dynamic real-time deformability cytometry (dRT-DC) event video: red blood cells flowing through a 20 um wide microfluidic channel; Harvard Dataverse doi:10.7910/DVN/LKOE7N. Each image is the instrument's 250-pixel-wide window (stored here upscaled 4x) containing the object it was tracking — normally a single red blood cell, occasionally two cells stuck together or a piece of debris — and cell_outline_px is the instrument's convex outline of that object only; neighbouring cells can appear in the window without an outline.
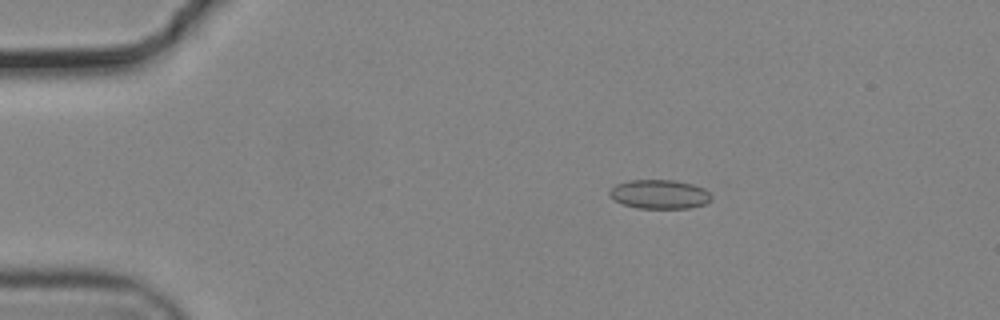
{"species": "common noctule bat (a hibernating species)", "species_latin": "Nyctalus noctula", "temperature_condition": "cold", "stored_images_in_passage": 39, "camera_frame_rate_fps": 3000, "um_per_image_px": 0.085, "animal": {"sex": "male", "body_mass_g": 19.2, "forearm_length_mm": 51.8}, "frame": {"image": 1, "passage_image": 7, "time_ms": 2.0, "image_size_px": [1000, 320], "cell_outline_px": [[712, 200], [708, 204], [688, 208], [636, 208], [612, 200], [608, 196], [608, 192], [616, 184], [628, 180], [672, 180], [692, 184], [704, 188], [712, 196]], "centroid_in_image_um": [56.05, 16.52], "position_along_channel_um": 28.9, "area_um2": 17.46}}
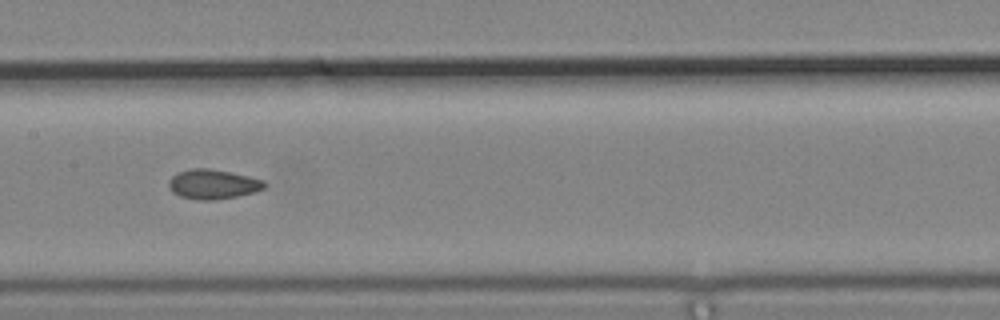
{"frame": {"image": 2, "passage_image": 25, "time_ms": 8.0, "image_size_px": [1000, 320], "cell_outline_px": [[268, 184], [264, 188], [256, 192], [216, 200], [200, 200], [180, 196], [172, 192], [168, 188], [168, 180], [172, 176], [180, 172], [192, 168], [208, 168], [248, 176], [264, 180]], "centroid_in_image_um": [18.1, 15.66], "position_along_channel_um": 189.3, "area_um2": 16.53}}
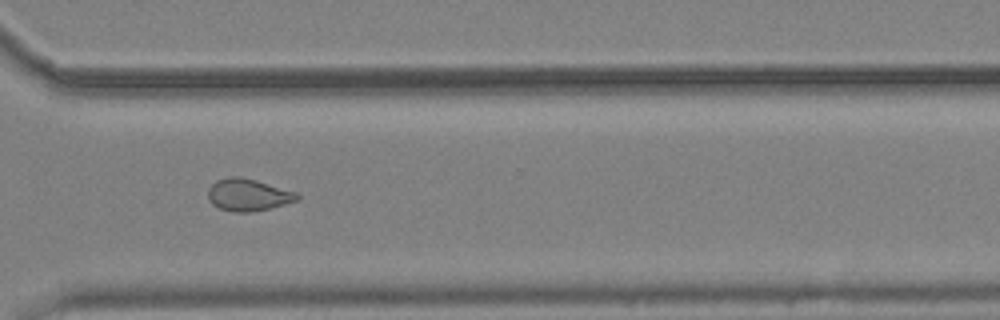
{"frame": {"image": 3, "passage_image": 38, "time_ms": 12.333, "image_size_px": [1000, 320], "cell_outline_px": [[300, 196], [296, 200], [284, 204], [268, 208], [248, 212], [236, 212], [220, 208], [212, 204], [208, 200], [208, 188], [216, 180], [228, 176], [240, 176], [256, 180], [296, 192]], "centroid_in_image_um": [21.04, 16.54], "position_along_channel_um": 349.6, "area_um2": 16.53}}